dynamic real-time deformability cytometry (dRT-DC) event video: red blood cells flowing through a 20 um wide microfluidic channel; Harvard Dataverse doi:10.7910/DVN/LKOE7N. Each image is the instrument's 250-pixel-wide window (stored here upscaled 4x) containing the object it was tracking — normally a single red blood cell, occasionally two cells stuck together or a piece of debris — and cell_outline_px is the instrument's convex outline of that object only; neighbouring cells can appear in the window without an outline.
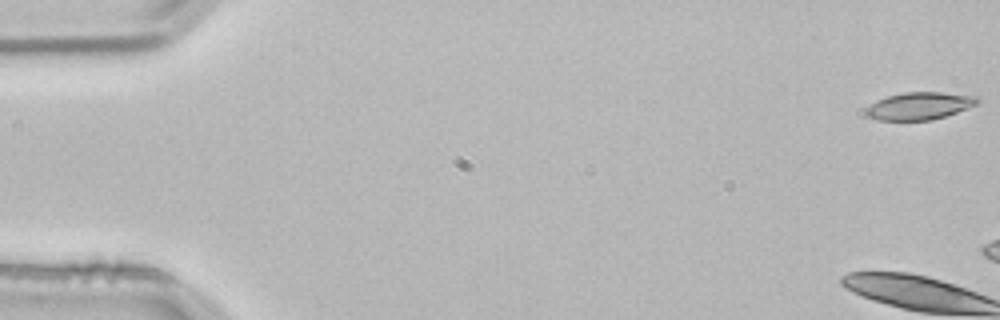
{"species": "common noctule bat (a hibernating species)", "species_latin": "Nyctalus noctula", "temperature_condition": "room temperature", "stored_images_in_passage": 4, "camera_frame_rate_fps": 3000, "um_per_image_px": 0.085, "animal": {"sex": "male", "body_mass_g": 21.5, "forearm_length_mm": 52.0}, "frame": {"image": 1, "passage_image": 1, "time_ms": 0.0, "image_size_px": [1000, 320], "cell_outline_px": [[980, 104], [932, 120], [876, 120], [868, 116], [864, 112], [864, 108], [876, 100], [888, 96], [904, 92], [940, 92], [976, 96], [980, 100]], "centroid_in_image_um": [78.13, 9.0], "position_along_channel_um": 6.9, "area_um2": 17.92}}